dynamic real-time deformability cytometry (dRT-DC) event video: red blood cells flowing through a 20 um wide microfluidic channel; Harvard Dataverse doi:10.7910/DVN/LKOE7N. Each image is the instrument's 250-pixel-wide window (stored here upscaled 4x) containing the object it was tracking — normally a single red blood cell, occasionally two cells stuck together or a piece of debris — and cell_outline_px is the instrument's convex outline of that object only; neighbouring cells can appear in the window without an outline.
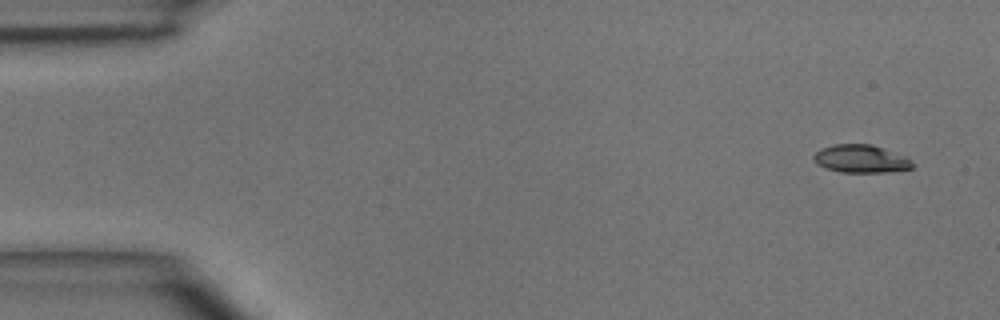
{"species": "common noctule bat (a hibernating species)", "species_latin": "Nyctalus noctula", "temperature_condition": "room temperature", "stored_images_in_passage": 4, "camera_frame_rate_fps": 3000, "um_per_image_px": 0.085, "animal": {"sex": "male", "body_mass_g": 15.6}, "frame": {"image": 1, "passage_image": 1, "time_ms": 0.0, "image_size_px": [1000, 320], "cell_outline_px": [[916, 164], [912, 168], [888, 172], [840, 172], [824, 168], [816, 164], [812, 156], [820, 148], [832, 144], [872, 144], [884, 148], [904, 156]], "centroid_in_image_um": [73.15, 13.5], "position_along_channel_um": 11.9, "area_um2": 16.24}}
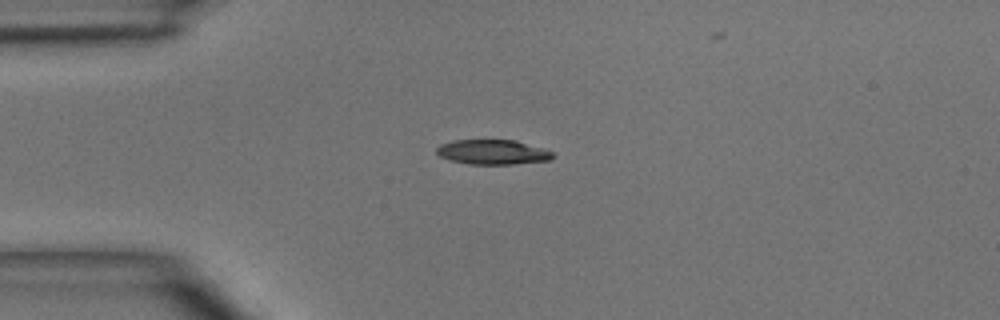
{"frame": {"image": 2, "passage_image": 3, "time_ms": 3.0, "image_size_px": [1000, 320], "cell_outline_px": [[556, 156], [548, 160], [512, 164], [468, 164], [452, 160], [440, 156], [436, 152], [436, 148], [440, 144], [452, 140], [516, 140], [544, 148], [552, 152]], "centroid_in_image_um": [41.89, 12.92], "position_along_channel_um": 43.1, "area_um2": 16.76}}